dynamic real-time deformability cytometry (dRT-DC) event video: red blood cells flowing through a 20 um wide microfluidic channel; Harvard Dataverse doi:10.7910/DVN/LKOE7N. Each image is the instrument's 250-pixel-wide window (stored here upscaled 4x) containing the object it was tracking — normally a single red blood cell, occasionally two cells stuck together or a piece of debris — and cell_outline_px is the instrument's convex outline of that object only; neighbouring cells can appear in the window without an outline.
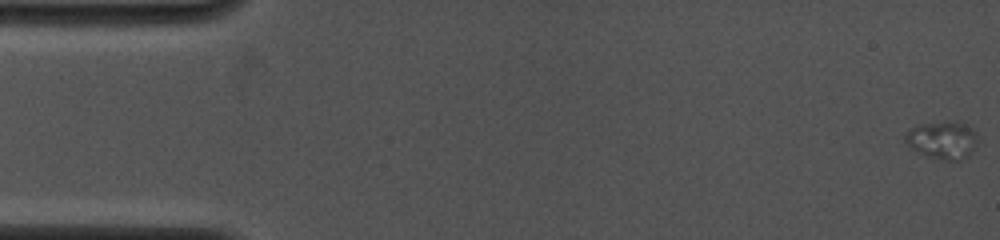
{"species": "common noctule bat (a hibernating species)", "species_latin": "Nyctalus noctula", "temperature_condition": "cold", "stored_images_in_passage": 11, "camera_frame_rate_fps": 4000, "um_per_image_px": 0.085, "animal": {"sex": "female", "body_mass_g": 19.0, "forearm_length_mm": 53.3}, "frame": {"image": 1, "passage_image": 1, "time_ms": 0.0, "image_size_px": [1000, 240], "cell_outline_px": [[980, 140], [968, 156], [960, 160], [940, 160], [908, 148], [904, 140], [904, 132], [916, 124], [948, 120], [952, 120], [972, 128], [976, 132]], "centroid_in_image_um": [80.08, 11.88], "position_along_channel_um": 4.9, "area_um2": 16.47}}
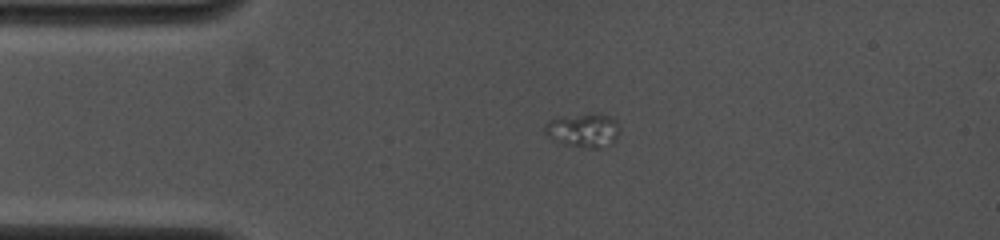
{"frame": {"image": 2, "passage_image": 7, "time_ms": 3.5, "image_size_px": [1000, 240], "cell_outline_px": [[620, 128], [616, 140], [612, 144], [604, 148], [588, 148], [560, 144], [548, 136], [544, 132], [544, 124], [556, 116], [596, 112], [600, 112], [612, 116], [616, 120]], "centroid_in_image_um": [49.6, 11.05], "position_along_channel_um": 35.4, "area_um2": 15.61}}
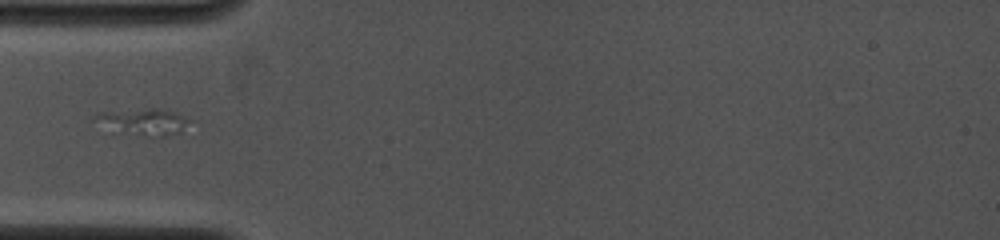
{"frame": {"image": 3, "passage_image": 10, "time_ms": 5.25, "image_size_px": [1000, 240], "cell_outline_px": [[192, 120], [180, 132], [160, 136], [156, 136], [112, 132], [92, 120], [92, 116], [96, 112], [152, 108], [156, 108], [176, 112]], "centroid_in_image_um": [12.1, 10.33], "position_along_channel_um": 72.9, "area_um2": 14.8}}